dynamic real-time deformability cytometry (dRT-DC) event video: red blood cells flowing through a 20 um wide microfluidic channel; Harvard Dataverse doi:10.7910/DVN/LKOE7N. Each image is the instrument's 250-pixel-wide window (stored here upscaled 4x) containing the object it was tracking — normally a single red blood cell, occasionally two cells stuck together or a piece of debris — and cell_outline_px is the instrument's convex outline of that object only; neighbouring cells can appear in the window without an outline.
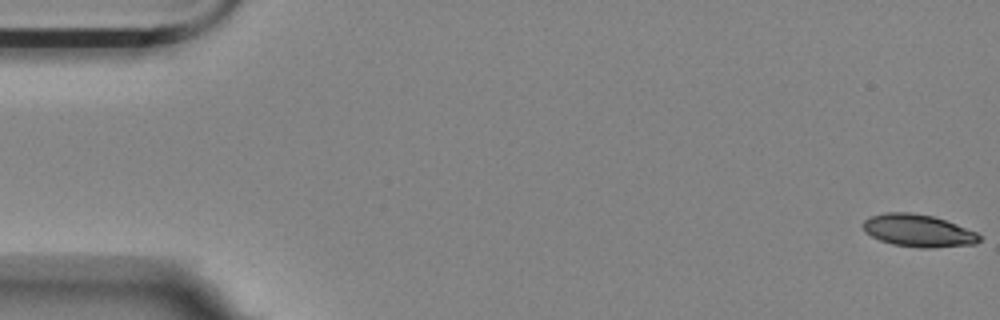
{"species": "Egyptian fruit bat (a non-hibernating species)", "species_latin": "Rousettus aegyptiacus", "temperature_condition": "room temperature", "stored_images_in_passage": 57, "camera_frame_rate_fps": 3000, "um_per_image_px": 0.085, "animal": {"sex": "female"}, "frame": {"image": 1, "passage_image": 1, "time_ms": 0.0, "image_size_px": [1000, 320], "cell_outline_px": [[980, 240], [976, 244], [932, 248], [920, 248], [892, 244], [880, 240], [864, 232], [864, 220], [868, 216], [884, 212], [912, 212], [932, 216], [956, 224], [976, 232], [980, 236]], "centroid_in_image_um": [78.03, 19.6], "position_along_channel_um": 7.0, "area_um2": 22.02}}
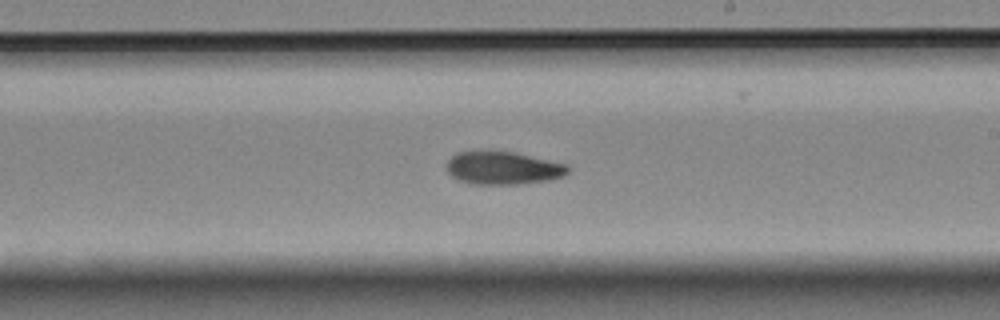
{"frame": {"image": 2, "passage_image": 33, "time_ms": 10.667, "image_size_px": [1000, 320], "cell_outline_px": [[568, 172], [564, 176], [552, 180], [516, 184], [476, 184], [460, 180], [452, 176], [444, 168], [448, 160], [456, 152], [512, 152], [568, 164]], "centroid_in_image_um": [42.76, 14.29], "position_along_channel_um": 246.2, "area_um2": 23.06}}
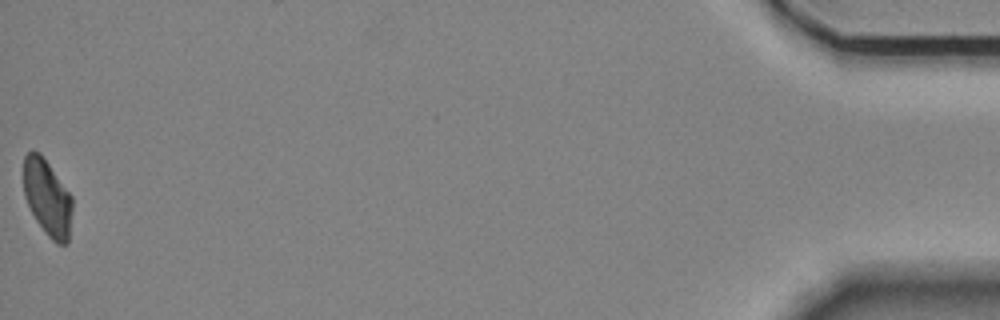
{"frame": {"image": 3, "passage_image": 57, "time_ms": 18.667, "image_size_px": [1000, 320], "cell_outline_px": [[72, 212], [68, 244], [56, 244], [48, 236], [36, 220], [24, 196], [24, 156], [32, 148], [40, 152], [72, 196]], "centroid_in_image_um": [4.03, 16.79], "position_along_channel_um": 431.2, "area_um2": 21.73}, "authors_computed_cell_mechanics": {"area_um2": 23.12, "velocity_mm_per_s": 3.5179, "shape_relaxation_time_tau1_ms": 7.6112, "shape_relaxation_time_tau2_ms": 10.4027, "deformation_change_tau1": 0.1634, "deformation_change_tau2": 0.1813}}